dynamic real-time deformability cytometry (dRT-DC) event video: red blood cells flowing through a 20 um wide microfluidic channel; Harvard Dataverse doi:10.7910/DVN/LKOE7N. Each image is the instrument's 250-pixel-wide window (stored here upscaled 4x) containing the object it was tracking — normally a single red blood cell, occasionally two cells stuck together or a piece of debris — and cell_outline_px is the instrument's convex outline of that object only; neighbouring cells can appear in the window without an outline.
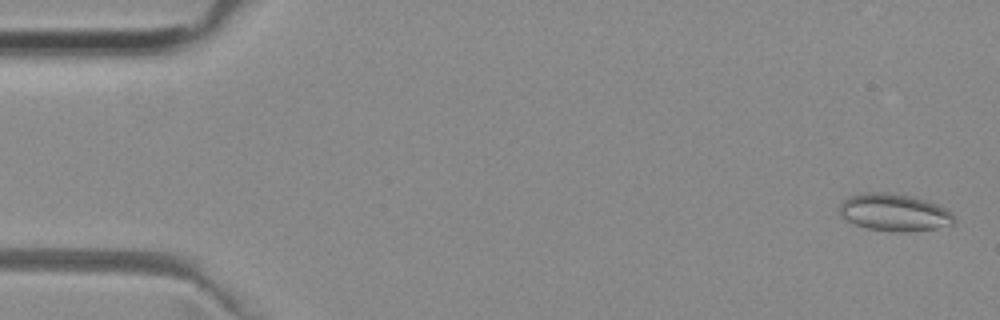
{"species": "common noctule bat (a hibernating species)", "species_latin": "Nyctalus noctula", "temperature_condition": "room temperature", "stored_images_in_passage": 52, "camera_frame_rate_fps": 3000, "um_per_image_px": 0.085, "animal": {"sex": "female", "body_mass_g": 29.2, "forearm_length_mm": 56.3}, "frame": {"image": 1, "passage_image": 2, "time_ms": 0.333, "image_size_px": [1000, 320], "cell_outline_px": [[956, 220], [952, 224], [936, 228], [908, 232], [896, 232], [868, 228], [856, 224], [848, 220], [840, 212], [840, 204], [848, 196], [864, 192], [888, 192], [912, 196], [948, 208], [956, 216]], "centroid_in_image_um": [76.06, 18.05], "position_along_channel_um": 8.9, "area_um2": 24.91}}
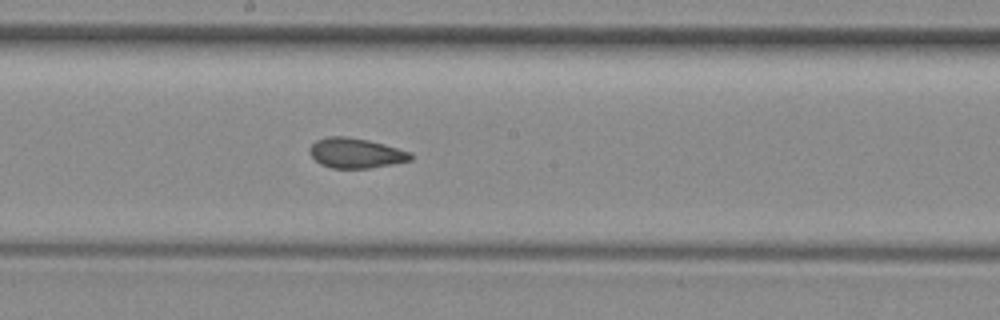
{"frame": {"image": 2, "passage_image": 28, "time_ms": 9.0, "image_size_px": [1000, 320], "cell_outline_px": [[412, 160], [392, 164], [368, 168], [332, 168], [320, 164], [308, 152], [308, 148], [316, 140], [328, 136], [344, 136], [368, 140], [384, 144], [412, 152]], "centroid_in_image_um": [30.23, 13.01], "position_along_channel_um": 218.0, "area_um2": 17.69}}
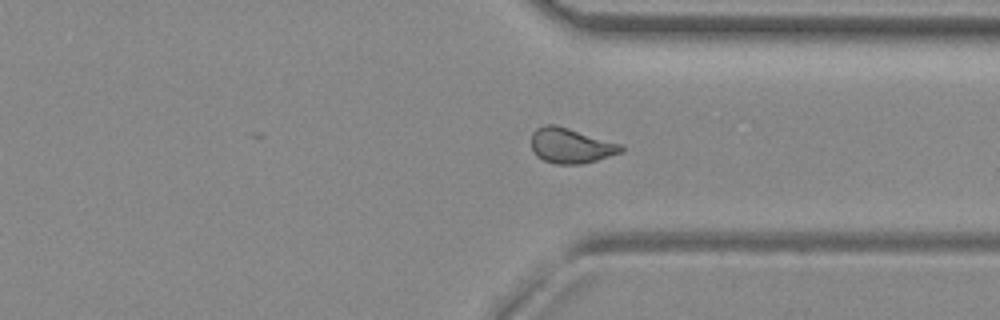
{"frame": {"image": 3, "passage_image": 39, "time_ms": 12.667, "image_size_px": [1000, 320], "cell_outline_px": [[624, 152], [596, 160], [580, 164], [556, 164], [544, 160], [536, 156], [532, 148], [532, 132], [536, 128], [544, 124], [552, 124], [568, 128], [620, 144], [624, 148]], "centroid_in_image_um": [48.5, 12.38], "position_along_channel_um": 362.9, "area_um2": 18.21}, "authors_computed_cell_mechanics": {"area_um2": 18.3226, "velocity_mm_per_s": 3.9681, "shape_relaxation_time_tau1_ms": null, "shape_relaxation_time_tau2_ms": 2.0321, "deformation_change_tau1": null, "deformation_change_tau2": 0.0742}}